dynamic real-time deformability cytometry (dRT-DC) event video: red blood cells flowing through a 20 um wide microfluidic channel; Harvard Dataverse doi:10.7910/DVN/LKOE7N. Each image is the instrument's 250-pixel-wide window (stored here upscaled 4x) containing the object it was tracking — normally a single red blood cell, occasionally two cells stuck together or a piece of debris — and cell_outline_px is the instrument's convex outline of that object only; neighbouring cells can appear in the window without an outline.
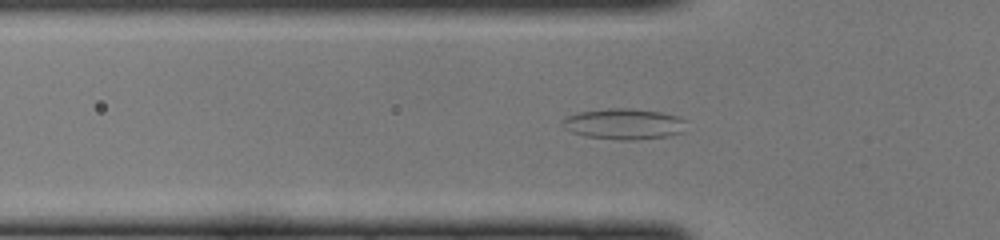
{"species": "common noctule bat (a hibernating species)", "species_latin": "Nyctalus noctula", "temperature_condition": "cold", "stored_images_in_passage": 47, "camera_frame_rate_fps": 3000, "um_per_image_px": 0.085, "animal": {"sex": "female", "body_mass_g": 22.0, "forearm_length_mm": 56.7}, "frame": {"image": 1, "passage_image": 14, "time_ms": 4.333, "image_size_px": [1000, 240], "cell_outline_px": [[688, 120], [680, 132], [668, 136], [636, 140], [616, 140], [584, 136], [572, 132], [564, 128], [560, 120], [568, 116], [580, 112], [608, 108], [632, 108], [660, 112], [676, 116]], "centroid_in_image_um": [53.01, 10.54], "position_along_channel_um": 72.8, "area_um2": 22.31}}
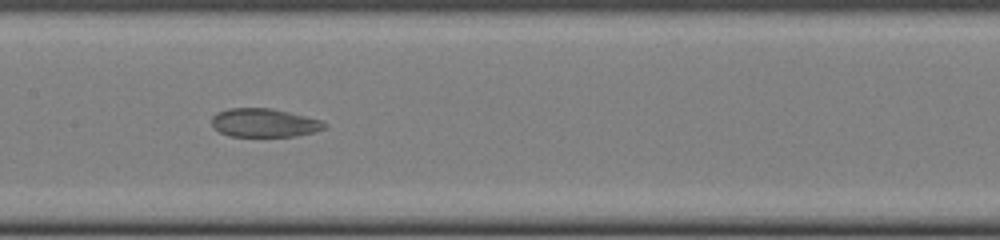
{"frame": {"image": 2, "passage_image": 22, "time_ms": 7.0, "image_size_px": [1000, 240], "cell_outline_px": [[328, 124], [324, 128], [312, 132], [296, 136], [232, 136], [220, 132], [212, 124], [212, 116], [216, 112], [228, 108], [272, 108], [320, 120]], "centroid_in_image_um": [22.43, 10.43], "position_along_channel_um": 185.0, "area_um2": 18.55}}
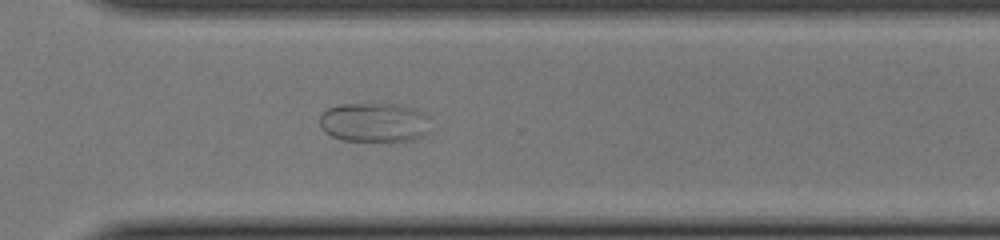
{"frame": {"image": 3, "passage_image": 33, "time_ms": 10.667, "image_size_px": [1000, 240], "cell_outline_px": [[432, 132], [424, 136], [412, 140], [344, 140], [332, 136], [324, 132], [320, 124], [320, 112], [328, 108], [340, 104], [400, 104], [416, 108], [428, 116]], "centroid_in_image_um": [31.86, 10.39], "position_along_channel_um": 338.7, "area_um2": 25.72}}